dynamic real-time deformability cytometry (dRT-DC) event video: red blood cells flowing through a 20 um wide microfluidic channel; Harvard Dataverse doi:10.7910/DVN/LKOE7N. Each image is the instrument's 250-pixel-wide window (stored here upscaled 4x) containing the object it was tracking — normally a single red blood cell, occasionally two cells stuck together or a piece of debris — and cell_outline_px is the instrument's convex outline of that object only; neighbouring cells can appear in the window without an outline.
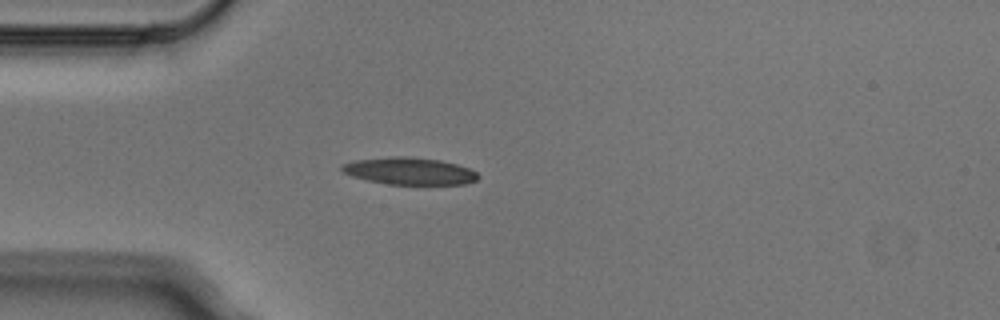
{"species": "Egyptian fruit bat (a non-hibernating species)", "species_latin": "Rousettus aegyptiacus", "temperature_condition": "cold", "stored_images_in_passage": 3, "camera_frame_rate_fps": 3000, "um_per_image_px": 0.085, "animal": {"sex": "male"}, "frame": {"image": 1, "passage_image": 2, "time_ms": 0.333, "image_size_px": [1000, 320], "cell_outline_px": [[480, 176], [476, 180], [464, 184], [388, 184], [368, 180], [352, 176], [344, 172], [340, 168], [344, 164], [352, 160], [392, 156], [404, 156], [440, 160], [456, 164], [468, 168], [476, 172]], "centroid_in_image_um": [34.79, 14.53], "position_along_channel_um": 50.2, "area_um2": 21.39}}